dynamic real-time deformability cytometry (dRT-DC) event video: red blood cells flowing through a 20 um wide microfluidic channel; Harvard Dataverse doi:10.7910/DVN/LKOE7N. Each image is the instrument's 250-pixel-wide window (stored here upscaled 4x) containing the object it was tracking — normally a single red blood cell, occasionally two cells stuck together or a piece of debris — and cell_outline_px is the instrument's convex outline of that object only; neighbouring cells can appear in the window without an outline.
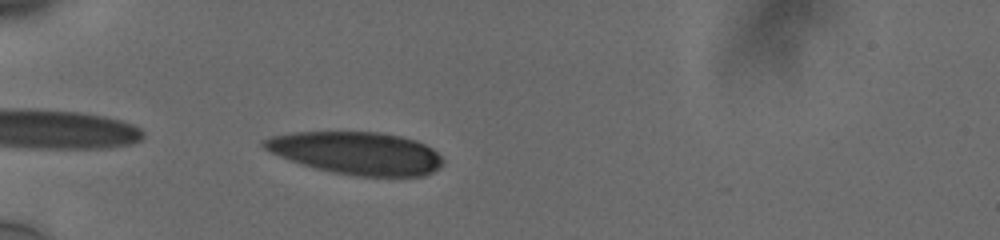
{"species": "human", "species_latin": "Homo sapiens", "temperature_condition": "cold", "stored_images_in_passage": 40, "camera_frame_rate_fps": 3000, "um_per_image_px": 0.085, "donor": {"sex": "male"}, "frame": {"image": 1, "passage_image": 2, "time_ms": 0.333, "image_size_px": [1000, 240], "cell_outline_px": [[444, 164], [432, 172], [424, 176], [356, 176], [332, 172], [300, 164], [280, 156], [264, 148], [260, 144], [260, 140], [272, 136], [292, 132], [380, 132], [400, 136], [416, 140], [432, 148], [444, 160]], "centroid_in_image_um": [30.31, 13.01], "position_along_channel_um": 54.7, "area_um2": 44.45}}
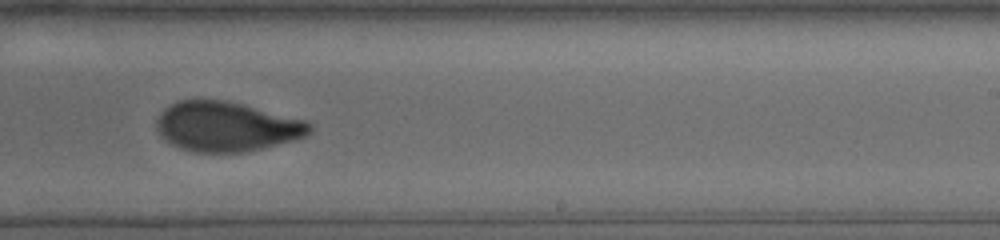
{"frame": {"image": 2, "passage_image": 21, "time_ms": 6.667, "image_size_px": [1000, 240], "cell_outline_px": [[312, 132], [308, 136], [296, 140], [244, 152], [192, 152], [180, 148], [164, 140], [160, 136], [156, 128], [156, 120], [160, 112], [164, 108], [176, 100], [228, 100], [308, 120], [312, 124]], "centroid_in_image_um": [19.28, 10.75], "position_along_channel_um": 269.7, "area_um2": 45.03}}
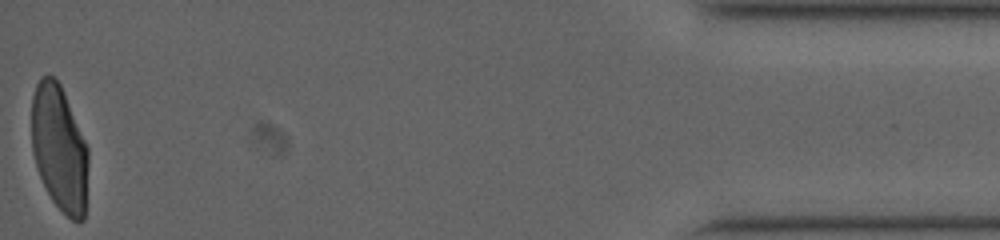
{"frame": {"image": 3, "passage_image": 40, "time_ms": 13.0, "image_size_px": [1000, 240], "cell_outline_px": [[88, 164], [84, 220], [72, 220], [52, 200], [40, 176], [32, 152], [32, 96], [36, 84], [40, 76], [52, 76], [60, 84], [88, 148]], "centroid_in_image_um": [5.04, 12.59], "position_along_channel_um": 430.2, "area_um2": 41.15}, "authors_computed_cell_mechanics": {"area_um2": 44.8528, "velocity_mm_per_s": 3.7505, "shape_relaxation_time_tau1_ms": 7.3953, "shape_relaxation_time_tau2_ms": 1.2458, "deformation_change_tau1": 0.2265, "deformation_change_tau2": 0.0617}}